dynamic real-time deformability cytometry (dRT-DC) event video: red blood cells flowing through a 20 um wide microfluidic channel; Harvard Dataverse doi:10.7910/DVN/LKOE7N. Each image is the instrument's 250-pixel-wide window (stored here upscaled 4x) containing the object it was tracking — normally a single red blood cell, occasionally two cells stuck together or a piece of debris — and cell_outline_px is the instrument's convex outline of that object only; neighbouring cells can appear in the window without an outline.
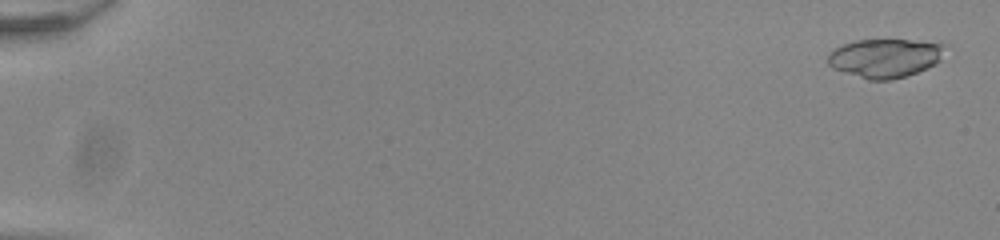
{"species": "common noctule bat (a hibernating species)", "species_latin": "Nyctalus noctula", "temperature_condition": "room temperature", "stored_images_in_passage": 51, "camera_frame_rate_fps": 3000, "um_per_image_px": 0.085, "animal": {"sex": "male", "body_mass_g": 20.0, "forearm_length_mm": 53.3}, "frame": {"image": 1, "passage_image": 2, "time_ms": 0.333, "image_size_px": [1000, 240], "cell_outline_px": [[948, 44], [940, 60], [936, 64], [928, 68], [908, 76], [892, 80], [868, 80], [832, 68], [828, 64], [828, 52], [832, 48], [856, 40], [940, 40]], "centroid_in_image_um": [75.3, 4.91], "position_along_channel_um": 9.7, "area_um2": 27.28}}
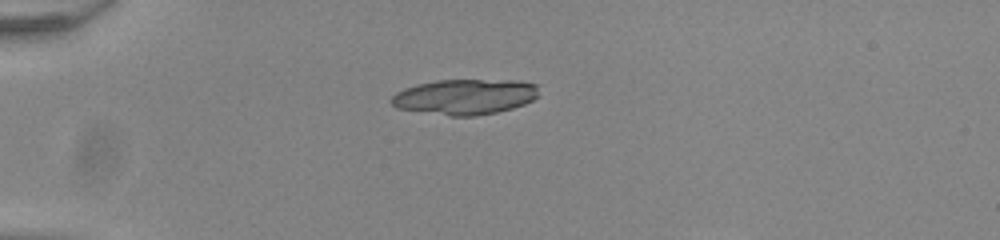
{"frame": {"image": 2, "passage_image": 16, "time_ms": 5.0, "image_size_px": [1000, 240], "cell_outline_px": [[540, 96], [524, 104], [512, 108], [496, 112], [476, 116], [452, 116], [396, 108], [388, 100], [396, 92], [404, 88], [416, 84], [436, 80], [516, 80], [536, 84]], "centroid_in_image_um": [39.51, 8.22], "position_along_channel_um": 45.5, "area_um2": 30.63}}